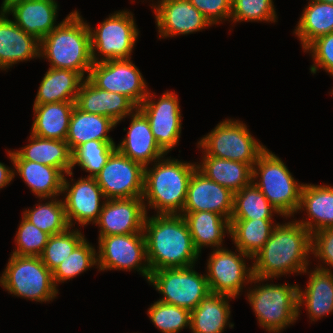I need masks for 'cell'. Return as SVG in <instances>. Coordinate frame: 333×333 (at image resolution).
Listing matches in <instances>:
<instances>
[{
	"mask_svg": "<svg viewBox=\"0 0 333 333\" xmlns=\"http://www.w3.org/2000/svg\"><path fill=\"white\" fill-rule=\"evenodd\" d=\"M312 234L297 220L278 223L269 240L252 258L253 274L270 279L302 274L309 264Z\"/></svg>",
	"mask_w": 333,
	"mask_h": 333,
	"instance_id": "6da1fadb",
	"label": "cell"
},
{
	"mask_svg": "<svg viewBox=\"0 0 333 333\" xmlns=\"http://www.w3.org/2000/svg\"><path fill=\"white\" fill-rule=\"evenodd\" d=\"M143 233L151 272L193 266L201 256L181 214H147Z\"/></svg>",
	"mask_w": 333,
	"mask_h": 333,
	"instance_id": "7a4b0ae2",
	"label": "cell"
},
{
	"mask_svg": "<svg viewBox=\"0 0 333 333\" xmlns=\"http://www.w3.org/2000/svg\"><path fill=\"white\" fill-rule=\"evenodd\" d=\"M40 57L50 62V68L70 69L88 77L93 65L90 33L77 10L40 41Z\"/></svg>",
	"mask_w": 333,
	"mask_h": 333,
	"instance_id": "3957f363",
	"label": "cell"
},
{
	"mask_svg": "<svg viewBox=\"0 0 333 333\" xmlns=\"http://www.w3.org/2000/svg\"><path fill=\"white\" fill-rule=\"evenodd\" d=\"M165 158L155 161L153 168H144L142 199L147 201H144L146 212L153 208L157 214H182L188 184L197 164Z\"/></svg>",
	"mask_w": 333,
	"mask_h": 333,
	"instance_id": "277c9868",
	"label": "cell"
},
{
	"mask_svg": "<svg viewBox=\"0 0 333 333\" xmlns=\"http://www.w3.org/2000/svg\"><path fill=\"white\" fill-rule=\"evenodd\" d=\"M268 280L254 276L250 284L254 283L255 287L247 289V300L255 312L259 325L268 333H280L298 320L299 285L260 284Z\"/></svg>",
	"mask_w": 333,
	"mask_h": 333,
	"instance_id": "5b68a950",
	"label": "cell"
},
{
	"mask_svg": "<svg viewBox=\"0 0 333 333\" xmlns=\"http://www.w3.org/2000/svg\"><path fill=\"white\" fill-rule=\"evenodd\" d=\"M252 182L281 217L294 218L300 204L303 183H298L282 159L268 148L259 155L252 167Z\"/></svg>",
	"mask_w": 333,
	"mask_h": 333,
	"instance_id": "8992f818",
	"label": "cell"
},
{
	"mask_svg": "<svg viewBox=\"0 0 333 333\" xmlns=\"http://www.w3.org/2000/svg\"><path fill=\"white\" fill-rule=\"evenodd\" d=\"M0 277V285L18 297L36 302H50L58 294L52 272L43 264L40 256L10 254Z\"/></svg>",
	"mask_w": 333,
	"mask_h": 333,
	"instance_id": "52a82bcc",
	"label": "cell"
},
{
	"mask_svg": "<svg viewBox=\"0 0 333 333\" xmlns=\"http://www.w3.org/2000/svg\"><path fill=\"white\" fill-rule=\"evenodd\" d=\"M197 143L204 156L240 161L251 168L259 155L267 148L256 140L245 123L224 119Z\"/></svg>",
	"mask_w": 333,
	"mask_h": 333,
	"instance_id": "ba28073f",
	"label": "cell"
},
{
	"mask_svg": "<svg viewBox=\"0 0 333 333\" xmlns=\"http://www.w3.org/2000/svg\"><path fill=\"white\" fill-rule=\"evenodd\" d=\"M133 15L128 10L115 11L94 30L87 23L93 63L132 58L140 32Z\"/></svg>",
	"mask_w": 333,
	"mask_h": 333,
	"instance_id": "9c48e42d",
	"label": "cell"
},
{
	"mask_svg": "<svg viewBox=\"0 0 333 333\" xmlns=\"http://www.w3.org/2000/svg\"><path fill=\"white\" fill-rule=\"evenodd\" d=\"M148 283L162 294L158 301L185 308L190 312L211 293L206 274H199L195 265L152 271Z\"/></svg>",
	"mask_w": 333,
	"mask_h": 333,
	"instance_id": "30bf717a",
	"label": "cell"
},
{
	"mask_svg": "<svg viewBox=\"0 0 333 333\" xmlns=\"http://www.w3.org/2000/svg\"><path fill=\"white\" fill-rule=\"evenodd\" d=\"M97 267L99 271L123 270L140 272L149 280L151 270L147 261L144 233L98 237Z\"/></svg>",
	"mask_w": 333,
	"mask_h": 333,
	"instance_id": "8fae6325",
	"label": "cell"
},
{
	"mask_svg": "<svg viewBox=\"0 0 333 333\" xmlns=\"http://www.w3.org/2000/svg\"><path fill=\"white\" fill-rule=\"evenodd\" d=\"M236 251L218 248L211 252L206 264L210 292L237 298L244 285L251 283L254 277L253 267L246 265V259L250 260L252 257L237 248Z\"/></svg>",
	"mask_w": 333,
	"mask_h": 333,
	"instance_id": "7c38bea8",
	"label": "cell"
},
{
	"mask_svg": "<svg viewBox=\"0 0 333 333\" xmlns=\"http://www.w3.org/2000/svg\"><path fill=\"white\" fill-rule=\"evenodd\" d=\"M87 78L100 89L125 95L137 107L149 93L146 80L131 59L93 63Z\"/></svg>",
	"mask_w": 333,
	"mask_h": 333,
	"instance_id": "4fadbf2b",
	"label": "cell"
},
{
	"mask_svg": "<svg viewBox=\"0 0 333 333\" xmlns=\"http://www.w3.org/2000/svg\"><path fill=\"white\" fill-rule=\"evenodd\" d=\"M155 95L149 91L138 108L149 120L159 147L168 154L179 143L181 136L182 116L179 99L175 92L171 91H165L157 101Z\"/></svg>",
	"mask_w": 333,
	"mask_h": 333,
	"instance_id": "5bb4252c",
	"label": "cell"
},
{
	"mask_svg": "<svg viewBox=\"0 0 333 333\" xmlns=\"http://www.w3.org/2000/svg\"><path fill=\"white\" fill-rule=\"evenodd\" d=\"M94 178L105 199L143 196L144 167L124 156L117 149Z\"/></svg>",
	"mask_w": 333,
	"mask_h": 333,
	"instance_id": "9a60e30c",
	"label": "cell"
},
{
	"mask_svg": "<svg viewBox=\"0 0 333 333\" xmlns=\"http://www.w3.org/2000/svg\"><path fill=\"white\" fill-rule=\"evenodd\" d=\"M72 181L75 182L73 178L69 182L64 175L62 194L66 195L62 201L70 227L75 226L73 221L80 227L91 222L95 224L106 200L101 188L92 177H81L75 183Z\"/></svg>",
	"mask_w": 333,
	"mask_h": 333,
	"instance_id": "2e32d148",
	"label": "cell"
},
{
	"mask_svg": "<svg viewBox=\"0 0 333 333\" xmlns=\"http://www.w3.org/2000/svg\"><path fill=\"white\" fill-rule=\"evenodd\" d=\"M156 3L151 7L159 38L192 34L212 26L189 0H158Z\"/></svg>",
	"mask_w": 333,
	"mask_h": 333,
	"instance_id": "e0dca14e",
	"label": "cell"
},
{
	"mask_svg": "<svg viewBox=\"0 0 333 333\" xmlns=\"http://www.w3.org/2000/svg\"><path fill=\"white\" fill-rule=\"evenodd\" d=\"M147 213L142 197L106 199L95 223L98 237L143 232Z\"/></svg>",
	"mask_w": 333,
	"mask_h": 333,
	"instance_id": "ac0fdd59",
	"label": "cell"
},
{
	"mask_svg": "<svg viewBox=\"0 0 333 333\" xmlns=\"http://www.w3.org/2000/svg\"><path fill=\"white\" fill-rule=\"evenodd\" d=\"M234 193L208 179L196 169L189 181L187 198L182 212L211 211L230 220L233 212Z\"/></svg>",
	"mask_w": 333,
	"mask_h": 333,
	"instance_id": "d6986e66",
	"label": "cell"
},
{
	"mask_svg": "<svg viewBox=\"0 0 333 333\" xmlns=\"http://www.w3.org/2000/svg\"><path fill=\"white\" fill-rule=\"evenodd\" d=\"M58 3L53 0H12L2 9L13 16V22L39 41L56 26Z\"/></svg>",
	"mask_w": 333,
	"mask_h": 333,
	"instance_id": "ffe728a7",
	"label": "cell"
},
{
	"mask_svg": "<svg viewBox=\"0 0 333 333\" xmlns=\"http://www.w3.org/2000/svg\"><path fill=\"white\" fill-rule=\"evenodd\" d=\"M129 117L132 119L127 135L116 149L144 168L166 156L156 142L145 114L137 107Z\"/></svg>",
	"mask_w": 333,
	"mask_h": 333,
	"instance_id": "44dd1931",
	"label": "cell"
},
{
	"mask_svg": "<svg viewBox=\"0 0 333 333\" xmlns=\"http://www.w3.org/2000/svg\"><path fill=\"white\" fill-rule=\"evenodd\" d=\"M75 106L81 111L111 118L117 124L137 108L125 95L100 89L88 78L80 85Z\"/></svg>",
	"mask_w": 333,
	"mask_h": 333,
	"instance_id": "7402d4cb",
	"label": "cell"
},
{
	"mask_svg": "<svg viewBox=\"0 0 333 333\" xmlns=\"http://www.w3.org/2000/svg\"><path fill=\"white\" fill-rule=\"evenodd\" d=\"M0 10V70L30 59H40V41L17 26Z\"/></svg>",
	"mask_w": 333,
	"mask_h": 333,
	"instance_id": "603a6c76",
	"label": "cell"
},
{
	"mask_svg": "<svg viewBox=\"0 0 333 333\" xmlns=\"http://www.w3.org/2000/svg\"><path fill=\"white\" fill-rule=\"evenodd\" d=\"M7 153L15 169L14 175L23 179L40 202L62 194L64 174L58 168L23 160L15 150Z\"/></svg>",
	"mask_w": 333,
	"mask_h": 333,
	"instance_id": "cb8c5ba5",
	"label": "cell"
},
{
	"mask_svg": "<svg viewBox=\"0 0 333 333\" xmlns=\"http://www.w3.org/2000/svg\"><path fill=\"white\" fill-rule=\"evenodd\" d=\"M305 211L308 218L298 220L311 234L333 228V186L303 184L297 210Z\"/></svg>",
	"mask_w": 333,
	"mask_h": 333,
	"instance_id": "d4e9b609",
	"label": "cell"
},
{
	"mask_svg": "<svg viewBox=\"0 0 333 333\" xmlns=\"http://www.w3.org/2000/svg\"><path fill=\"white\" fill-rule=\"evenodd\" d=\"M313 269L303 272L309 273L305 289L298 288V315L305 305L311 322L333 314V273L317 267Z\"/></svg>",
	"mask_w": 333,
	"mask_h": 333,
	"instance_id": "484cf974",
	"label": "cell"
},
{
	"mask_svg": "<svg viewBox=\"0 0 333 333\" xmlns=\"http://www.w3.org/2000/svg\"><path fill=\"white\" fill-rule=\"evenodd\" d=\"M196 250L212 247L223 248L224 236L230 235V220L211 211L182 212ZM215 247V248H214Z\"/></svg>",
	"mask_w": 333,
	"mask_h": 333,
	"instance_id": "4316f807",
	"label": "cell"
},
{
	"mask_svg": "<svg viewBox=\"0 0 333 333\" xmlns=\"http://www.w3.org/2000/svg\"><path fill=\"white\" fill-rule=\"evenodd\" d=\"M229 299L234 298L212 292L203 298L191 311V333H223L227 325L233 328Z\"/></svg>",
	"mask_w": 333,
	"mask_h": 333,
	"instance_id": "83f0119b",
	"label": "cell"
},
{
	"mask_svg": "<svg viewBox=\"0 0 333 333\" xmlns=\"http://www.w3.org/2000/svg\"><path fill=\"white\" fill-rule=\"evenodd\" d=\"M29 144L15 152L23 159L58 168L73 176L72 151L66 140L45 139L30 133Z\"/></svg>",
	"mask_w": 333,
	"mask_h": 333,
	"instance_id": "f1b7e54d",
	"label": "cell"
},
{
	"mask_svg": "<svg viewBox=\"0 0 333 333\" xmlns=\"http://www.w3.org/2000/svg\"><path fill=\"white\" fill-rule=\"evenodd\" d=\"M75 101L33 105L31 134L54 140H66Z\"/></svg>",
	"mask_w": 333,
	"mask_h": 333,
	"instance_id": "f546056e",
	"label": "cell"
},
{
	"mask_svg": "<svg viewBox=\"0 0 333 333\" xmlns=\"http://www.w3.org/2000/svg\"><path fill=\"white\" fill-rule=\"evenodd\" d=\"M117 123L111 118L81 111L76 106L73 109L66 142L72 153L82 144L91 141H113L108 135Z\"/></svg>",
	"mask_w": 333,
	"mask_h": 333,
	"instance_id": "4dcf8cb0",
	"label": "cell"
},
{
	"mask_svg": "<svg viewBox=\"0 0 333 333\" xmlns=\"http://www.w3.org/2000/svg\"><path fill=\"white\" fill-rule=\"evenodd\" d=\"M84 78L70 69L50 68L40 82L33 105L76 101Z\"/></svg>",
	"mask_w": 333,
	"mask_h": 333,
	"instance_id": "1f68e13d",
	"label": "cell"
},
{
	"mask_svg": "<svg viewBox=\"0 0 333 333\" xmlns=\"http://www.w3.org/2000/svg\"><path fill=\"white\" fill-rule=\"evenodd\" d=\"M197 169L208 179L230 189L240 191L252 182V168L243 162L213 156H203Z\"/></svg>",
	"mask_w": 333,
	"mask_h": 333,
	"instance_id": "d6a6232c",
	"label": "cell"
},
{
	"mask_svg": "<svg viewBox=\"0 0 333 333\" xmlns=\"http://www.w3.org/2000/svg\"><path fill=\"white\" fill-rule=\"evenodd\" d=\"M308 2L293 32L303 50L315 39L333 32V4L318 0Z\"/></svg>",
	"mask_w": 333,
	"mask_h": 333,
	"instance_id": "836d02e7",
	"label": "cell"
},
{
	"mask_svg": "<svg viewBox=\"0 0 333 333\" xmlns=\"http://www.w3.org/2000/svg\"><path fill=\"white\" fill-rule=\"evenodd\" d=\"M277 224L273 220H230V237L237 249L253 258Z\"/></svg>",
	"mask_w": 333,
	"mask_h": 333,
	"instance_id": "e575fe53",
	"label": "cell"
},
{
	"mask_svg": "<svg viewBox=\"0 0 333 333\" xmlns=\"http://www.w3.org/2000/svg\"><path fill=\"white\" fill-rule=\"evenodd\" d=\"M274 214L281 216L253 182L234 193L230 220H272Z\"/></svg>",
	"mask_w": 333,
	"mask_h": 333,
	"instance_id": "d590c367",
	"label": "cell"
},
{
	"mask_svg": "<svg viewBox=\"0 0 333 333\" xmlns=\"http://www.w3.org/2000/svg\"><path fill=\"white\" fill-rule=\"evenodd\" d=\"M45 203L25 209L23 216L41 231L51 235L65 232L70 228L66 217L63 201L56 197L49 198Z\"/></svg>",
	"mask_w": 333,
	"mask_h": 333,
	"instance_id": "8d00e7d4",
	"label": "cell"
},
{
	"mask_svg": "<svg viewBox=\"0 0 333 333\" xmlns=\"http://www.w3.org/2000/svg\"><path fill=\"white\" fill-rule=\"evenodd\" d=\"M94 265L97 266V251L85 238L73 252L52 271L55 287L57 288L58 283L60 284L67 280H72Z\"/></svg>",
	"mask_w": 333,
	"mask_h": 333,
	"instance_id": "74e56055",
	"label": "cell"
},
{
	"mask_svg": "<svg viewBox=\"0 0 333 333\" xmlns=\"http://www.w3.org/2000/svg\"><path fill=\"white\" fill-rule=\"evenodd\" d=\"M115 150L114 141L91 140L80 145L72 153V172L74 166L78 165L82 170L90 173L87 177L94 178Z\"/></svg>",
	"mask_w": 333,
	"mask_h": 333,
	"instance_id": "f35d334b",
	"label": "cell"
},
{
	"mask_svg": "<svg viewBox=\"0 0 333 333\" xmlns=\"http://www.w3.org/2000/svg\"><path fill=\"white\" fill-rule=\"evenodd\" d=\"M79 229L71 227L63 233L51 235L40 255L43 264L52 272L85 239Z\"/></svg>",
	"mask_w": 333,
	"mask_h": 333,
	"instance_id": "ab89813d",
	"label": "cell"
},
{
	"mask_svg": "<svg viewBox=\"0 0 333 333\" xmlns=\"http://www.w3.org/2000/svg\"><path fill=\"white\" fill-rule=\"evenodd\" d=\"M148 317L162 333H179L182 329H190L191 312L176 305L155 301L148 308Z\"/></svg>",
	"mask_w": 333,
	"mask_h": 333,
	"instance_id": "60d3db41",
	"label": "cell"
},
{
	"mask_svg": "<svg viewBox=\"0 0 333 333\" xmlns=\"http://www.w3.org/2000/svg\"><path fill=\"white\" fill-rule=\"evenodd\" d=\"M273 0H231L230 21L277 22Z\"/></svg>",
	"mask_w": 333,
	"mask_h": 333,
	"instance_id": "b9f144b4",
	"label": "cell"
},
{
	"mask_svg": "<svg viewBox=\"0 0 333 333\" xmlns=\"http://www.w3.org/2000/svg\"><path fill=\"white\" fill-rule=\"evenodd\" d=\"M21 219L14 240L17 247L12 251V254L18 256H40L50 235L38 229L24 216Z\"/></svg>",
	"mask_w": 333,
	"mask_h": 333,
	"instance_id": "7bdbcfd3",
	"label": "cell"
},
{
	"mask_svg": "<svg viewBox=\"0 0 333 333\" xmlns=\"http://www.w3.org/2000/svg\"><path fill=\"white\" fill-rule=\"evenodd\" d=\"M309 52L314 64L310 66L311 73L316 74L319 68H323L333 76V32L323 35L312 41L304 52Z\"/></svg>",
	"mask_w": 333,
	"mask_h": 333,
	"instance_id": "ee69618b",
	"label": "cell"
},
{
	"mask_svg": "<svg viewBox=\"0 0 333 333\" xmlns=\"http://www.w3.org/2000/svg\"><path fill=\"white\" fill-rule=\"evenodd\" d=\"M311 254L327 266L326 268L323 264H319L317 268L333 273L331 270L333 269V228L323 229L312 234Z\"/></svg>",
	"mask_w": 333,
	"mask_h": 333,
	"instance_id": "f6af8a7d",
	"label": "cell"
},
{
	"mask_svg": "<svg viewBox=\"0 0 333 333\" xmlns=\"http://www.w3.org/2000/svg\"><path fill=\"white\" fill-rule=\"evenodd\" d=\"M189 2L204 15L211 25L227 19L230 21L231 0H189Z\"/></svg>",
	"mask_w": 333,
	"mask_h": 333,
	"instance_id": "bcb514c9",
	"label": "cell"
},
{
	"mask_svg": "<svg viewBox=\"0 0 333 333\" xmlns=\"http://www.w3.org/2000/svg\"><path fill=\"white\" fill-rule=\"evenodd\" d=\"M14 169L9 168L8 166L4 165V163L0 162V190L5 186L9 185L11 181H13Z\"/></svg>",
	"mask_w": 333,
	"mask_h": 333,
	"instance_id": "7dc6e473",
	"label": "cell"
},
{
	"mask_svg": "<svg viewBox=\"0 0 333 333\" xmlns=\"http://www.w3.org/2000/svg\"><path fill=\"white\" fill-rule=\"evenodd\" d=\"M12 0H3L2 5H1V9L8 3L11 2Z\"/></svg>",
	"mask_w": 333,
	"mask_h": 333,
	"instance_id": "c3c4849f",
	"label": "cell"
},
{
	"mask_svg": "<svg viewBox=\"0 0 333 333\" xmlns=\"http://www.w3.org/2000/svg\"><path fill=\"white\" fill-rule=\"evenodd\" d=\"M318 1L323 2V3L333 4V0H318Z\"/></svg>",
	"mask_w": 333,
	"mask_h": 333,
	"instance_id": "681fc988",
	"label": "cell"
}]
</instances>
